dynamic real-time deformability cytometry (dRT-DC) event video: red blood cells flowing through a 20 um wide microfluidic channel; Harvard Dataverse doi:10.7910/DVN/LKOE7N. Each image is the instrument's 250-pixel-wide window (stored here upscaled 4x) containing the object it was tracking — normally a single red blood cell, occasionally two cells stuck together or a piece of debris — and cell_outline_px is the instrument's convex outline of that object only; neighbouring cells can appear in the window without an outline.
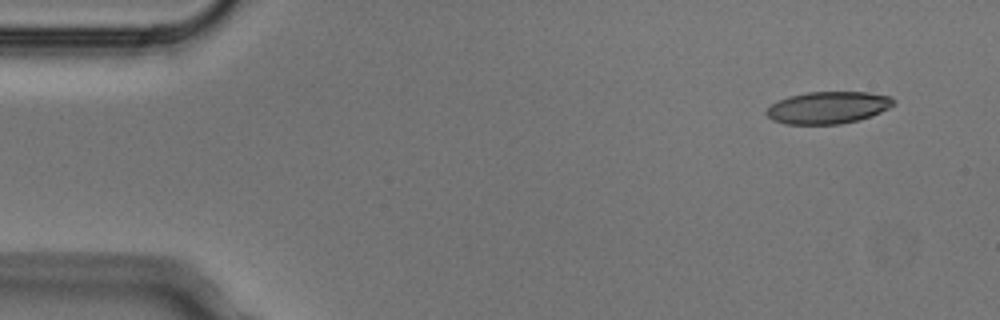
{"species": "Egyptian fruit bat (a non-hibernating species)", "species_latin": "Rousettus aegyptiacus", "temperature_condition": "cold", "stored_images_in_passage": 4, "segment_of_instrument_passage": [1, 2], "camera_frame_rate_fps": 3000, "um_per_image_px": 0.085, "animal": {"sex": "male"}, "frame": {"image": 1, "passage_image": 1, "time_ms": 0.0, "image_size_px": [1000, 320], "cell_outline_px": [[896, 100], [888, 108], [872, 116], [860, 120], [840, 124], [784, 124], [772, 120], [764, 112], [772, 104], [788, 96], [808, 92], [868, 92], [892, 96]], "centroid_in_image_um": [70.39, 9.15], "position_along_channel_um": 14.6, "area_um2": 23.87}}